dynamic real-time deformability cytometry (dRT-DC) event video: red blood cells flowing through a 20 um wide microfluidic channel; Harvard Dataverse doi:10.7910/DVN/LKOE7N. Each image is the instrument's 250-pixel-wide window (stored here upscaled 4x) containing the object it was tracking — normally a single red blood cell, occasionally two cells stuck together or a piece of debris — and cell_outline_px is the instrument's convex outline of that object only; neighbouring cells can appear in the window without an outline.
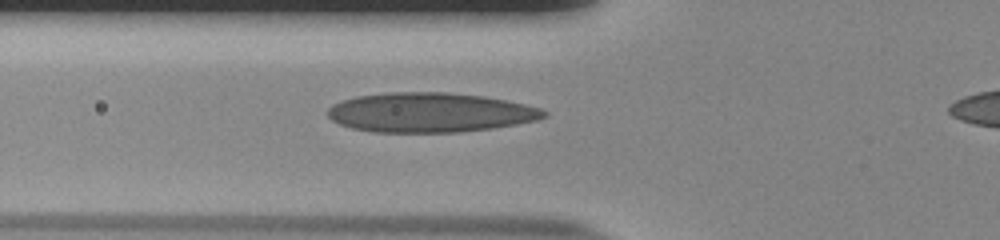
{"species": "human", "species_latin": "Homo sapiens", "temperature_condition": "room temperature", "stored_images_in_passage": 33, "camera_frame_rate_fps": 3000, "um_per_image_px": 0.085, "donor": {"sex": "male"}, "frame": {"image": 1, "passage_image": 4, "time_ms": 1.0, "image_size_px": [1000, 240], "cell_outline_px": [[548, 116], [540, 120], [492, 128], [460, 132], [372, 132], [352, 128], [340, 124], [332, 120], [324, 112], [332, 104], [340, 100], [356, 96], [392, 92], [448, 92], [484, 96], [524, 104], [540, 108], [548, 112]], "centroid_in_image_um": [36.53, 9.56], "position_along_channel_um": 89.3, "area_um2": 50.17}}
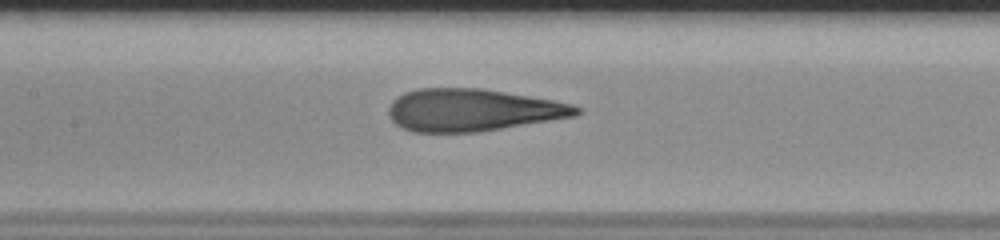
{"frame": {"image": 2, "passage_image": 10, "time_ms": 3.0, "image_size_px": [1000, 240], "cell_outline_px": [[580, 112], [576, 116], [476, 132], [412, 132], [396, 124], [392, 120], [388, 112], [388, 108], [392, 100], [404, 92], [420, 88], [484, 88], [552, 100], [572, 104], [580, 108]], "centroid_in_image_um": [40.13, 9.34], "position_along_channel_um": 167.3, "area_um2": 46.12}}
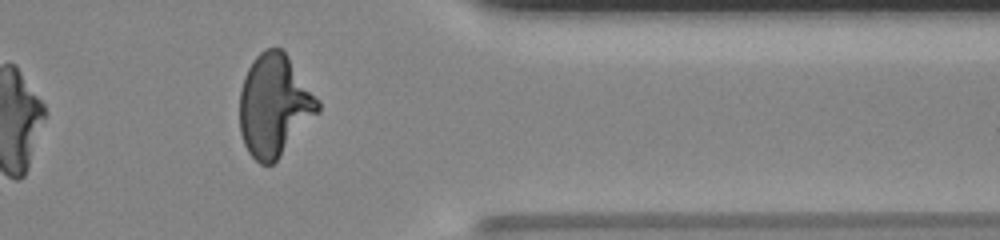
{"frame": {"image": 3, "passage_image": 28, "time_ms": 9.0, "image_size_px": [1000, 240], "cell_outline_px": [[320, 112], [280, 156], [272, 164], [260, 164], [248, 152], [244, 144], [240, 132], [240, 88], [244, 76], [252, 60], [264, 48], [280, 48], [288, 56], [320, 100]], "centroid_in_image_um": [23.32, 8.95], "position_along_channel_um": 388.1, "area_um2": 46.59}}